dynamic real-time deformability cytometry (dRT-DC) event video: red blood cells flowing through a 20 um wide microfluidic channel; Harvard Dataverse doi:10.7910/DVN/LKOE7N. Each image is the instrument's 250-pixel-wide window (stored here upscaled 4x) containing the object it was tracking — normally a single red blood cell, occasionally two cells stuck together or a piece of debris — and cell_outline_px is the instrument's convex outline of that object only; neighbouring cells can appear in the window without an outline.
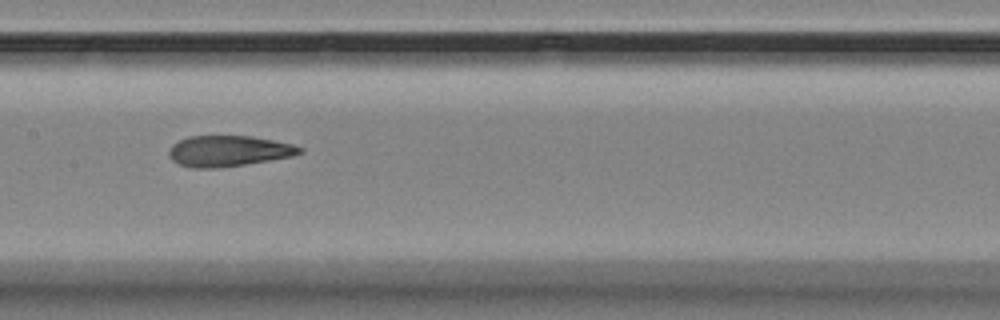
{"species": "Egyptian fruit bat (a non-hibernating species)", "species_latin": "Rousettus aegyptiacus", "temperature_condition": "room temperature", "stored_images_in_passage": 6, "camera_frame_rate_fps": 3000, "um_per_image_px": 0.085, "animal": {"sex": "female"}, "frame": {"image": 1, "passage_image": 5, "time_ms": 7.333, "image_size_px": [1000, 320], "cell_outline_px": [[304, 152], [292, 156], [244, 164], [216, 168], [192, 168], [180, 164], [172, 160], [168, 156], [168, 152], [172, 144], [188, 136], [252, 136], [292, 144], [304, 148]], "centroid_in_image_um": [19.41, 12.83], "position_along_channel_um": 188.0, "area_um2": 23.41}}
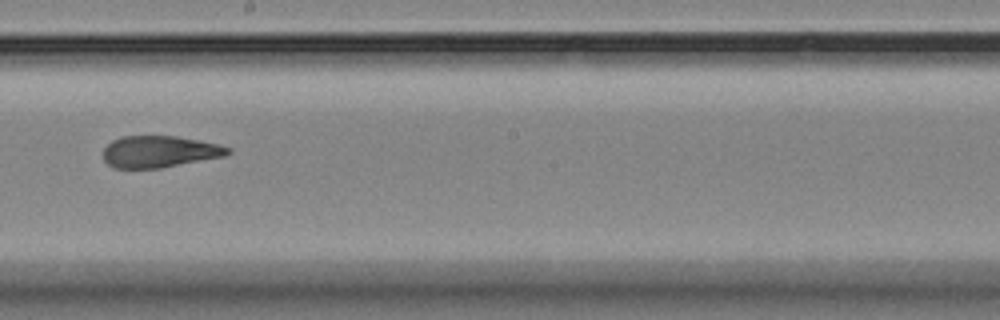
{"frame": {"image": 2, "passage_image": 6, "time_ms": 8.667, "image_size_px": [1000, 320], "cell_outline_px": [[232, 152], [224, 156], [160, 168], [112, 168], [104, 160], [104, 148], [112, 140], [120, 136], [176, 136], [216, 144], [232, 148]], "centroid_in_image_um": [13.53, 12.89], "position_along_channel_um": 234.7, "area_um2": 22.89}}